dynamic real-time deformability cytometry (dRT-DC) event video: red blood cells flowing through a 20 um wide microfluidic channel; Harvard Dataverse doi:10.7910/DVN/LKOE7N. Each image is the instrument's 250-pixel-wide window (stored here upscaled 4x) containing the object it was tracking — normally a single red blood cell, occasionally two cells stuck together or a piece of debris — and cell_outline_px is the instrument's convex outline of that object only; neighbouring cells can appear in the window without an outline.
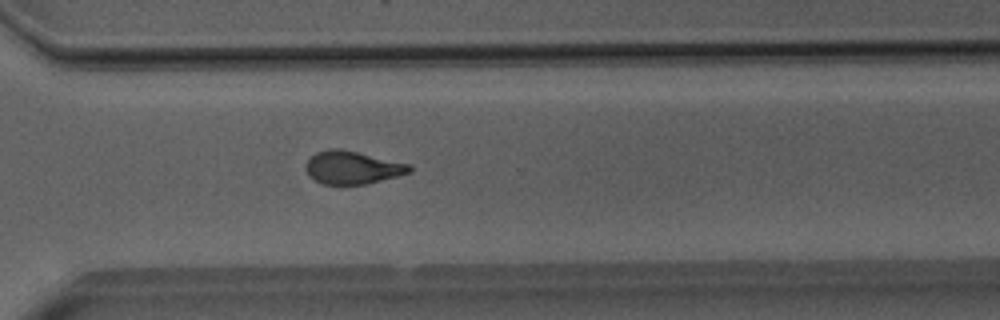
{"species": "Egyptian fruit bat (a non-hibernating species)", "species_latin": "Rousettus aegyptiacus", "temperature_condition": "room temperature", "stored_images_in_passage": 48, "camera_frame_rate_fps": 3000, "um_per_image_px": 0.085, "animal": {"sex": "male"}, "frame": {"image": 1, "passage_image": 35, "time_ms": 11.333, "image_size_px": [1000, 320], "cell_outline_px": [[412, 172], [364, 184], [320, 184], [308, 176], [304, 168], [308, 160], [316, 152], [328, 148], [336, 148], [356, 152], [412, 164]], "centroid_in_image_um": [29.93, 14.24], "position_along_channel_um": 340.7, "area_um2": 19.88}, "authors_computed_cell_mechanics": {"area_um2": 20.519, "velocity_mm_per_s": 4.0133, "shape_relaxation_time_tau1_ms": 5.6204, "shape_relaxation_time_tau2_ms": 2.2865, "deformation_change_tau1": 0.1719, "deformation_change_tau2": 0.1003}}